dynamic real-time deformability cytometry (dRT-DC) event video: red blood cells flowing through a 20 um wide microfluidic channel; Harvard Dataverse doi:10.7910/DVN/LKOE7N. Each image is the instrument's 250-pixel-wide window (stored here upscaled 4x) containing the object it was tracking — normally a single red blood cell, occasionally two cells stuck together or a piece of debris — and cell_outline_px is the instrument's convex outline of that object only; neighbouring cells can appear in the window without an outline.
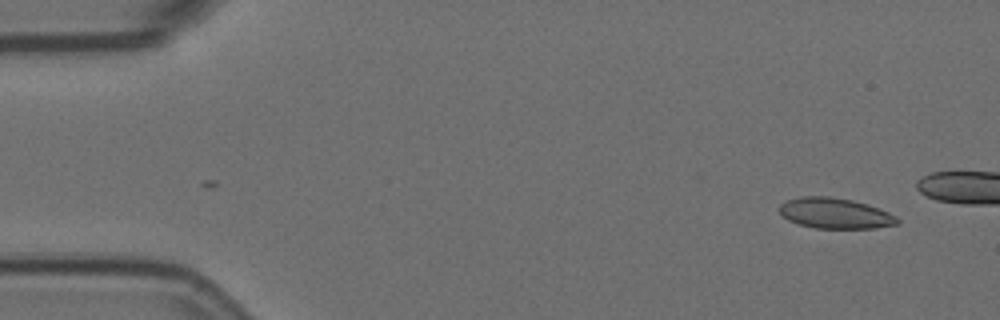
{"species": "Egyptian fruit bat (a non-hibernating species)", "species_latin": "Rousettus aegyptiacus", "temperature_condition": "room temperature", "stored_images_in_passage": 5, "camera_frame_rate_fps": 3000, "um_per_image_px": 0.085, "animal": {"sex": "female"}, "frame": {"image": 1, "passage_image": 1, "time_ms": 0.0, "image_size_px": [1000, 320], "cell_outline_px": [[900, 224], [876, 228], [816, 228], [800, 224], [788, 220], [780, 212], [780, 204], [788, 200], [800, 196], [832, 196], [852, 200], [868, 204], [888, 212], [896, 216], [900, 220]], "centroid_in_image_um": [71.02, 18.12], "position_along_channel_um": 14.0, "area_um2": 21.04}}